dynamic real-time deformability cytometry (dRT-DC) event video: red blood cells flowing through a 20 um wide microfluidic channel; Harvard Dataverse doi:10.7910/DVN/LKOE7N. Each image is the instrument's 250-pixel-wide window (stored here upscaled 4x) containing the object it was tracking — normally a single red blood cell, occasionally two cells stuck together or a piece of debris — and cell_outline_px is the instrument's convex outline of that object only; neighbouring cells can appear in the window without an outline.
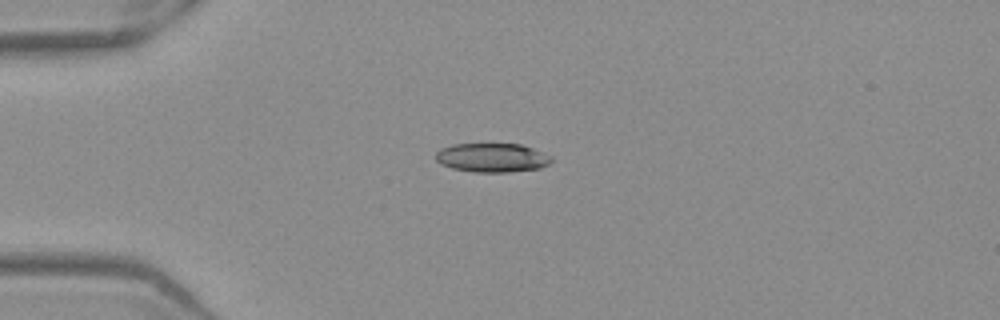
{"species": "Egyptian fruit bat (a non-hibernating species)", "species_latin": "Rousettus aegyptiacus", "temperature_condition": "warm", "stored_images_in_passage": 39, "camera_frame_rate_fps": 3000, "um_per_image_px": 0.085, "frame": {"image": 1, "passage_image": 1, "time_ms": 0.0, "image_size_px": [1000, 320], "cell_outline_px": [[552, 160], [548, 164], [540, 168], [508, 172], [476, 172], [452, 168], [440, 164], [436, 160], [436, 152], [440, 148], [452, 144], [520, 144], [532, 148], [552, 156]], "centroid_in_image_um": [41.81, 13.4], "position_along_channel_um": 43.2, "area_um2": 19.54}}
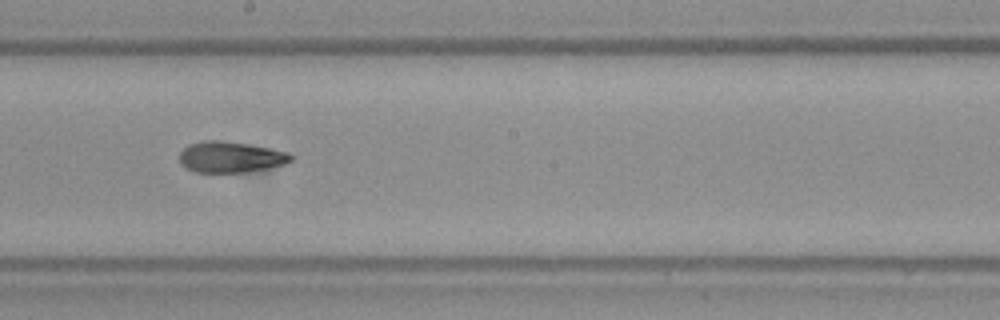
{"frame": {"image": 2, "passage_image": 17, "time_ms": 5.333, "image_size_px": [1000, 320], "cell_outline_px": [[296, 156], [292, 160], [284, 164], [268, 168], [244, 172], [196, 172], [180, 164], [180, 152], [188, 144], [204, 140], [220, 140], [268, 148], [288, 152]], "centroid_in_image_um": [19.6, 13.35], "position_along_channel_um": 228.6, "area_um2": 20.0}}
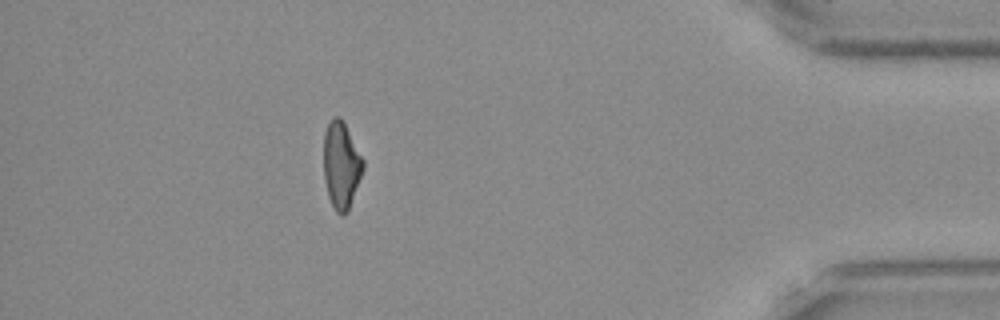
{"frame": {"image": 3, "passage_image": 34, "time_ms": 11.0, "image_size_px": [1000, 320], "cell_outline_px": [[364, 168], [348, 212], [344, 216], [340, 216], [336, 212], [328, 196], [324, 180], [324, 132], [328, 124], [336, 116], [340, 116], [344, 120], [364, 160]], "centroid_in_image_um": [29.01, 14.05], "position_along_channel_um": 406.2, "area_um2": 20.17}, "authors_computed_cell_mechanics": {"area_um2": 20.4612, "velocity_mm_per_s": 3.949, "shape_relaxation_time_tau1_ms": 4.4235, "shape_relaxation_time_tau2_ms": 2.2458, "deformation_change_tau1": 0.1817, "deformation_change_tau2": 0.0996}}